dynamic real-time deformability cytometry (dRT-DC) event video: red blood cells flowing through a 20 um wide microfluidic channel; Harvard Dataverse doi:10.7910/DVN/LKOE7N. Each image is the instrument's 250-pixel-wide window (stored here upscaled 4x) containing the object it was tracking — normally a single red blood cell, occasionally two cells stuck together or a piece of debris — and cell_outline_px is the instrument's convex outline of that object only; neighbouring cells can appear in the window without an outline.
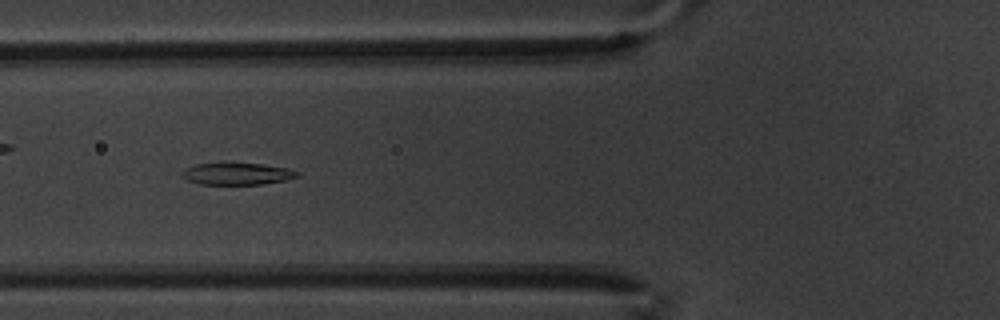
{"species": "common noctule bat (a hibernating species)", "species_latin": "Nyctalus noctula", "temperature_condition": "warm", "stored_images_in_passage": 56, "camera_frame_rate_fps": 3000, "um_per_image_px": 0.085, "animal": {"sex": "male", "body_mass_g": 20.1, "forearm_length_mm": 53.5}, "frame": {"image": 1, "passage_image": 19, "time_ms": 6.0, "image_size_px": [1000, 320], "cell_outline_px": [[300, 176], [284, 180], [260, 184], [200, 184], [188, 180], [180, 176], [180, 172], [184, 168], [196, 164], [228, 160], [264, 164], [288, 168], [300, 172]], "centroid_in_image_um": [20.1, 14.72], "position_along_channel_um": 105.7, "area_um2": 15.55}}
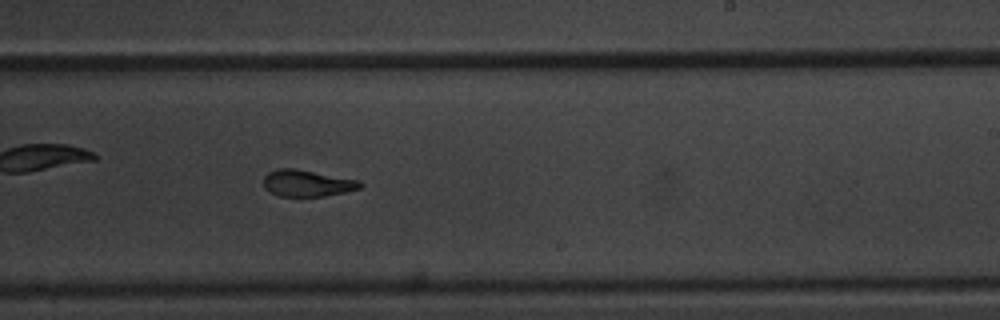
{"frame": {"image": 2, "passage_image": 33, "time_ms": 10.667, "image_size_px": [1000, 320], "cell_outline_px": [[364, 184], [360, 188], [344, 192], [324, 196], [280, 196], [264, 188], [264, 176], [268, 172], [280, 168], [296, 168], [360, 180]], "centroid_in_image_um": [26.13, 15.56], "position_along_channel_um": 262.9, "area_um2": 14.97}}
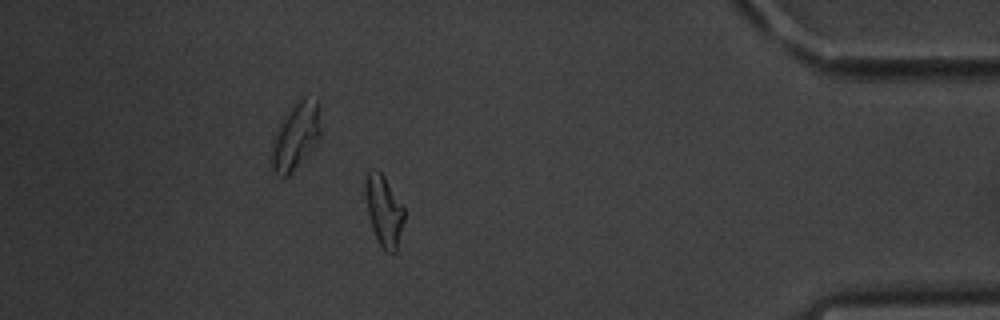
{"frame": {"image": 3, "passage_image": 49, "time_ms": 16.0, "image_size_px": [1000, 320], "cell_outline_px": [[404, 220], [396, 252], [392, 256], [380, 244], [372, 228], [368, 216], [364, 192], [364, 180], [368, 172], [372, 168], [376, 168], [384, 176], [404, 204]], "centroid_in_image_um": [32.63, 17.86], "position_along_channel_um": 402.6, "area_um2": 16.36}, "authors_computed_cell_mechanics": {"area_um2": 16.1262, "velocity_mm_per_s": 3.37, "shape_relaxation_time_tau1_ms": 4.7705, "shape_relaxation_time_tau2_ms": 1.9416, "deformation_change_tau1": 0.1467, "deformation_change_tau2": 0.0799}}